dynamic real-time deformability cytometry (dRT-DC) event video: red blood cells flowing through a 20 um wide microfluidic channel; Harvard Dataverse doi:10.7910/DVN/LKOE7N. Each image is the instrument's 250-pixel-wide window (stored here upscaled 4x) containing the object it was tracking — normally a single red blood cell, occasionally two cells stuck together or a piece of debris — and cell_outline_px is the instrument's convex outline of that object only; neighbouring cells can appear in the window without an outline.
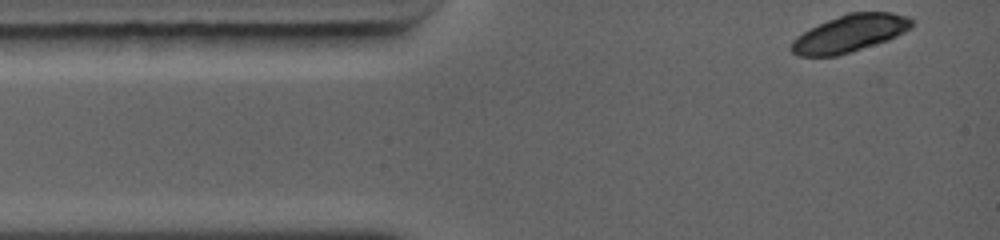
{"species": "common noctule bat (a hibernating species)", "species_latin": "Nyctalus noctula", "temperature_condition": "warm", "stored_images_in_passage": 6, "camera_frame_rate_fps": 5000, "um_per_image_px": 0.085, "animal": {"sex": "female", "body_mass_g": 19.0, "forearm_length_mm": 56.7}, "frame": {"image": 1, "passage_image": 1, "time_ms": 0.0, "image_size_px": [1000, 240], "cell_outline_px": [[912, 28], [888, 40], [852, 52], [836, 56], [800, 56], [792, 52], [788, 48], [792, 40], [796, 36], [828, 20], [848, 12], [892, 12], [908, 16], [912, 20]], "centroid_in_image_um": [72.24, 2.85], "position_along_channel_um": 12.8, "area_um2": 26.13}}